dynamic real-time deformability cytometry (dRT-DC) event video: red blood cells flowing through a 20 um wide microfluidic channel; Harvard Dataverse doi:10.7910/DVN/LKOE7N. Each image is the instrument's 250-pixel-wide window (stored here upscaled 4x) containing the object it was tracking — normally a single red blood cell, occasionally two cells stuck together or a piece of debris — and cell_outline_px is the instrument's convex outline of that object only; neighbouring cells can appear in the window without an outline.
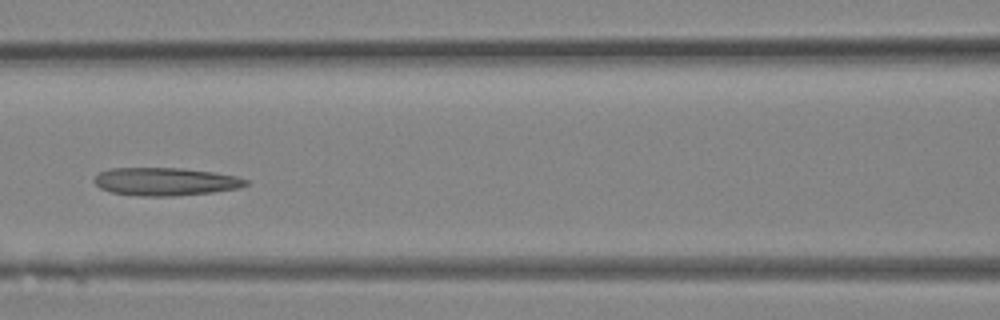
{"species": "Egyptian fruit bat (a non-hibernating species)", "species_latin": "Rousettus aegyptiacus", "temperature_condition": "room temperature", "stored_images_in_passage": 32, "camera_frame_rate_fps": 3000, "um_per_image_px": 0.085, "animal": {"sex": "female"}, "frame": {"image": 1, "passage_image": 14, "time_ms": 4.333, "image_size_px": [1000, 320], "cell_outline_px": [[248, 184], [240, 188], [212, 192], [172, 196], [140, 196], [112, 192], [100, 188], [92, 180], [100, 172], [108, 168], [180, 168], [212, 172], [236, 176], [248, 180]], "centroid_in_image_um": [14.05, 15.43], "position_along_channel_um": 152.6, "area_um2": 24.62}}
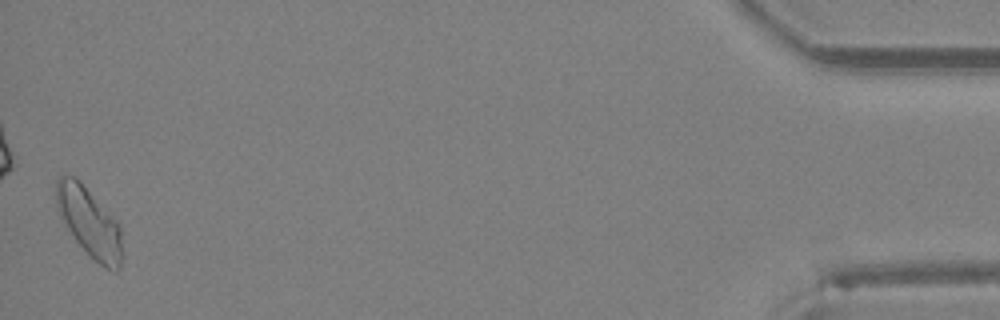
{"frame": {"image": 2, "passage_image": 32, "time_ms": 10.333, "image_size_px": [1000, 320], "cell_outline_px": [[124, 256], [120, 268], [116, 272], [92, 260], [76, 240], [64, 224], [60, 216], [56, 204], [56, 180], [60, 176], [72, 176], [80, 180], [120, 224]], "centroid_in_image_um": [7.63, 18.93], "position_along_channel_um": 427.6, "area_um2": 26.93}}